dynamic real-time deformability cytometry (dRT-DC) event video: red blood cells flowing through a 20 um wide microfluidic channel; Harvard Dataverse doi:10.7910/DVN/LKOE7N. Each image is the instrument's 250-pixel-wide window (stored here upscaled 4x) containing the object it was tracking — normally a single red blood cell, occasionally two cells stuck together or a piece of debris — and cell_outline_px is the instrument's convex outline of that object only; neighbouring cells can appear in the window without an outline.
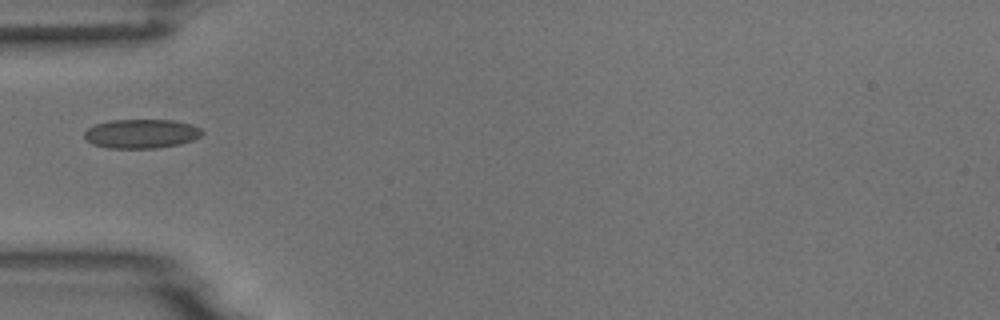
{"species": "common noctule bat (a hibernating species)", "species_latin": "Nyctalus noctula", "temperature_condition": "room temperature", "stored_images_in_passage": 2, "camera_frame_rate_fps": 3000, "um_per_image_px": 0.085, "animal": {"sex": "male", "body_mass_g": 18.8}, "frame": {"image": 1, "passage_image": 1, "time_ms": 0.0, "image_size_px": [1000, 320], "cell_outline_px": [[204, 132], [200, 136], [192, 140], [180, 144], [156, 148], [108, 148], [92, 144], [84, 136], [84, 132], [88, 128], [96, 124], [112, 120], [172, 120], [192, 124], [200, 128]], "centroid_in_image_um": [12.02, 11.36], "position_along_channel_um": 73.0, "area_um2": 19.94}}